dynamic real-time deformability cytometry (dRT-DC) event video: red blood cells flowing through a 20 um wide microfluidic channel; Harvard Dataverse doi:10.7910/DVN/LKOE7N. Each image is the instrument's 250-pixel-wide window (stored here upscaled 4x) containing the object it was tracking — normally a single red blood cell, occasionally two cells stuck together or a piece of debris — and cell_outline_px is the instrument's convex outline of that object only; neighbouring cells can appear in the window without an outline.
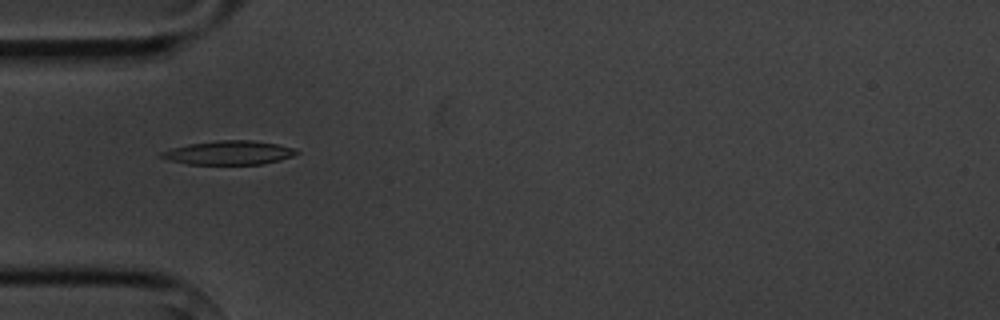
{"species": "common noctule bat (a hibernating species)", "species_latin": "Nyctalus noctula", "temperature_condition": "cold", "stored_images_in_passage": 6, "camera_frame_rate_fps": 3000, "um_per_image_px": 0.085, "animal": {"sex": "male", "body_mass_g": 20.1, "forearm_length_mm": 53.5}, "frame": {"image": 1, "passage_image": 3, "time_ms": 2.0, "image_size_px": [1000, 320], "cell_outline_px": [[300, 152], [292, 156], [280, 160], [260, 164], [188, 164], [172, 160], [160, 156], [160, 152], [172, 148], [188, 144], [220, 140], [252, 140], [276, 144], [296, 148]], "centroid_in_image_um": [19.5, 12.97], "position_along_channel_um": 65.5, "area_um2": 18.61}}
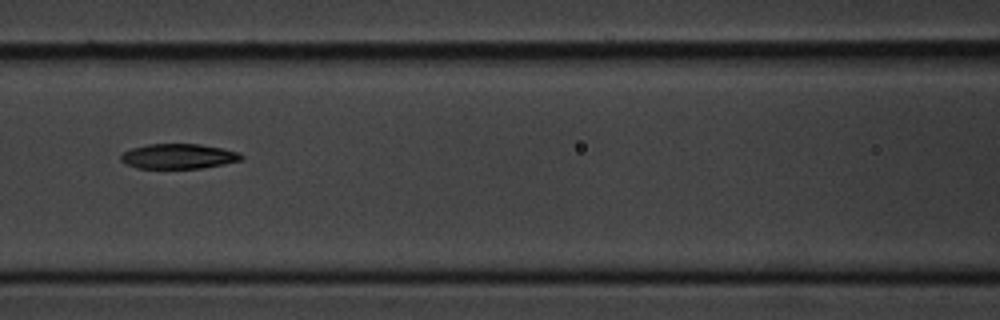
{"frame": {"image": 2, "passage_image": 5, "time_ms": 4.333, "image_size_px": [1000, 320], "cell_outline_px": [[244, 156], [240, 160], [224, 164], [200, 168], [136, 168], [120, 160], [120, 156], [124, 152], [132, 148], [148, 144], [200, 144], [240, 152]], "centroid_in_image_um": [15.17, 13.28], "position_along_channel_um": 151.4, "area_um2": 17.4}}
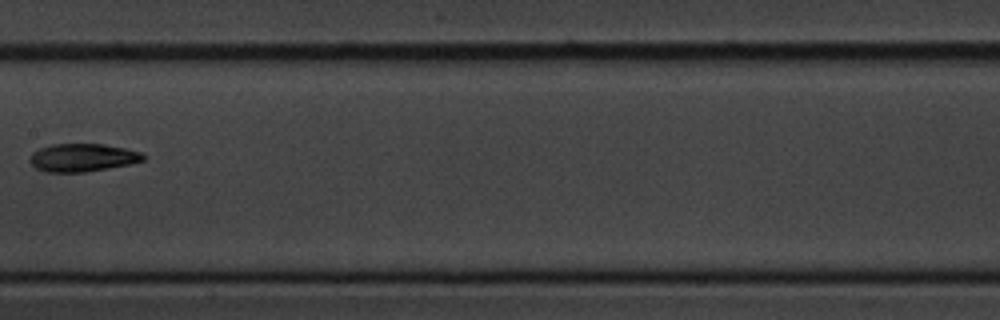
{"frame": {"image": 3, "passage_image": 6, "time_ms": 5.667, "image_size_px": [1000, 320], "cell_outline_px": [[144, 160], [132, 164], [84, 172], [48, 172], [36, 168], [28, 160], [32, 152], [40, 148], [52, 144], [104, 144], [124, 148], [140, 152], [144, 156]], "centroid_in_image_um": [7.0, 13.39], "position_along_channel_um": 200.4, "area_um2": 18.44}}